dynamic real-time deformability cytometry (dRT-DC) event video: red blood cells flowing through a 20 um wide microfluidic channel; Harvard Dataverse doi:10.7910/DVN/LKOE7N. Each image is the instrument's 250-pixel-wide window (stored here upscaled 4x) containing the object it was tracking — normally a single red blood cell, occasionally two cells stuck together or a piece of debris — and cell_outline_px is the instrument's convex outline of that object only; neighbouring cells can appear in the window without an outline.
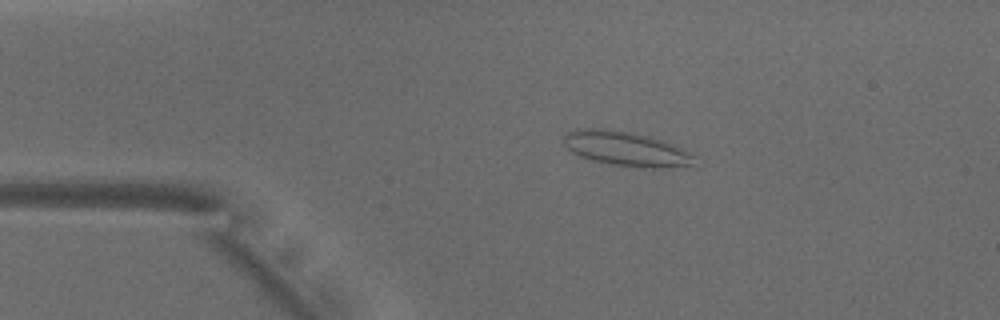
{"species": "common noctule bat (a hibernating species)", "species_latin": "Nyctalus noctula", "temperature_condition": "warm", "stored_images_in_passage": 50, "camera_frame_rate_fps": 3000, "um_per_image_px": 0.085, "animal": {"sex": "male", "body_mass_g": 18.8}, "frame": {"image": 1, "passage_image": 9, "time_ms": 2.667, "image_size_px": [1000, 320], "cell_outline_px": [[696, 156], [692, 164], [660, 168], [640, 168], [608, 164], [592, 160], [580, 156], [572, 152], [564, 144], [564, 136], [568, 132], [576, 128], [600, 128], [628, 132], [648, 136], [672, 144]], "centroid_in_image_um": [53.16, 12.65], "position_along_channel_um": 31.8, "area_um2": 26.01}}
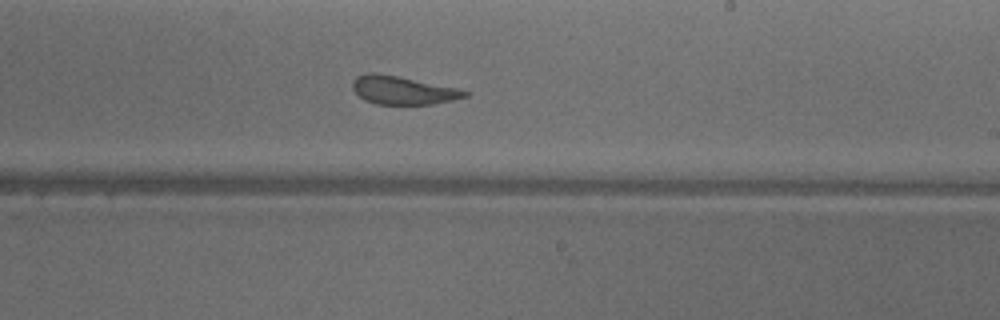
{"frame": {"image": 2, "passage_image": 29, "time_ms": 9.333, "image_size_px": [1000, 320], "cell_outline_px": [[468, 96], [452, 100], [432, 104], [376, 104], [364, 100], [352, 88], [352, 80], [356, 76], [372, 72], [396, 76], [460, 88], [468, 92]], "centroid_in_image_um": [34.24, 7.67], "position_along_channel_um": 254.8, "area_um2": 18.38}}
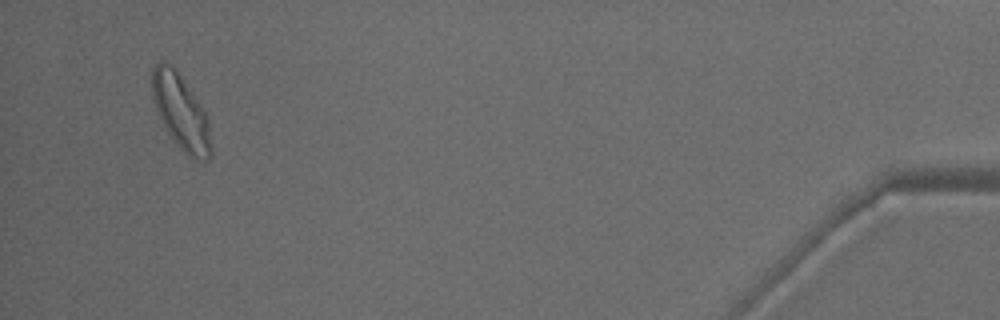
{"frame": {"image": 3, "passage_image": 48, "time_ms": 15.667, "image_size_px": [1000, 320], "cell_outline_px": [[212, 156], [208, 160], [204, 160], [188, 156], [176, 144], [168, 132], [152, 100], [152, 68], [160, 60], [164, 60], [172, 64], [204, 108], [208, 120], [212, 152]], "centroid_in_image_um": [15.38, 9.49], "position_along_channel_um": 419.8, "area_um2": 25.72}, "authors_computed_cell_mechanics": {"area_um2": 21.1837, "velocity_mm_per_s": 3.9023, "shape_relaxation_time_tau1_ms": 9.0872, "shape_relaxation_time_tau2_ms": 0.9717, "deformation_change_tau1": 0.2195, "deformation_change_tau2": 0.1067}}